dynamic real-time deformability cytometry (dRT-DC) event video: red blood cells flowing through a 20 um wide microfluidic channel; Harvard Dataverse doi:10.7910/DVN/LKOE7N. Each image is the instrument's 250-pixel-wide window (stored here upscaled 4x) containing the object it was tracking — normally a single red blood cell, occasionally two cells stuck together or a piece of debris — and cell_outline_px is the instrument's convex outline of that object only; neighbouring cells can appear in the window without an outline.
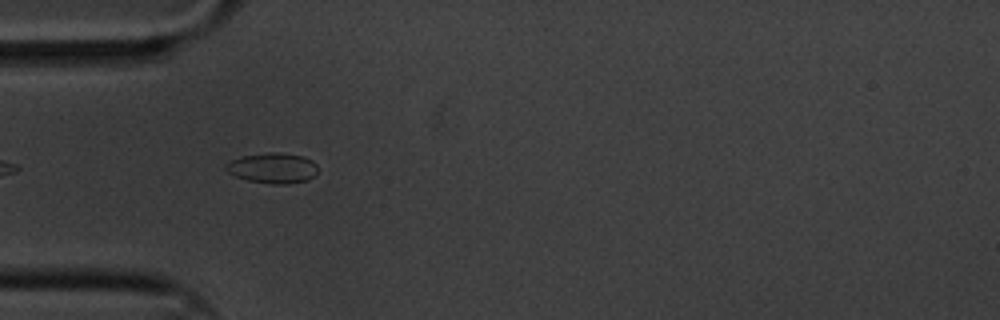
{"species": "common noctule bat (a hibernating species)", "species_latin": "Nyctalus noctula", "temperature_condition": "cold", "stored_images_in_passage": 7, "camera_frame_rate_fps": 3000, "um_per_image_px": 0.085, "animal": {"sex": "male", "body_mass_g": 20.1, "forearm_length_mm": 53.5}, "frame": {"image": 1, "passage_image": 5, "time_ms": 1.333, "image_size_px": [1000, 320], "cell_outline_px": [[316, 172], [308, 180], [288, 184], [272, 184], [248, 180], [236, 176], [228, 172], [224, 168], [224, 164], [228, 160], [240, 156], [268, 152], [280, 152], [304, 156], [312, 160], [316, 164]], "centroid_in_image_um": [23.14, 14.27], "position_along_channel_um": 61.9, "area_um2": 16.47}}
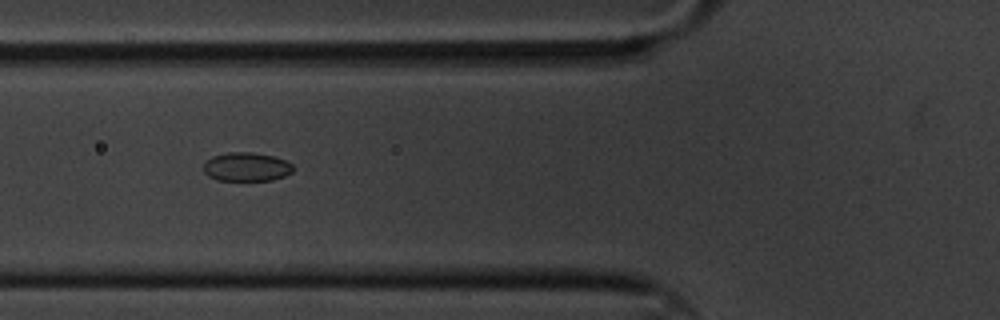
{"frame": {"image": 2, "passage_image": 6, "time_ms": 1.667, "image_size_px": [1000, 320], "cell_outline_px": [[292, 172], [284, 176], [272, 180], [216, 180], [208, 176], [204, 172], [204, 164], [212, 156], [228, 152], [252, 152], [272, 156], [284, 160], [292, 164]], "centroid_in_image_um": [20.93, 14.18], "position_along_channel_um": 104.9, "area_um2": 14.91}}
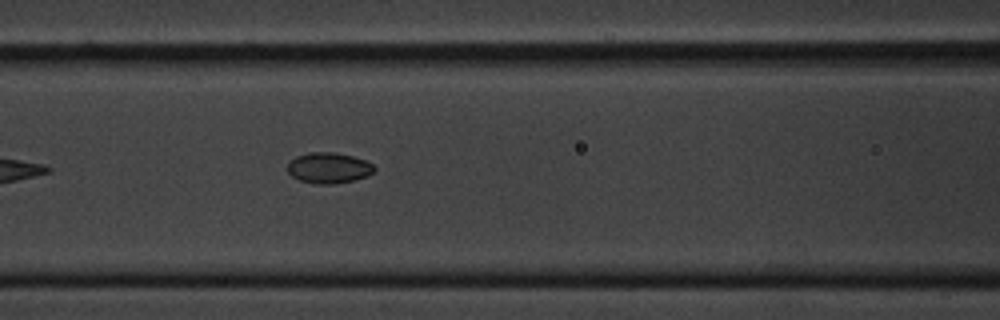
{"frame": {"image": 3, "passage_image": 7, "time_ms": 2.0, "image_size_px": [1000, 320], "cell_outline_px": [[376, 168], [368, 176], [356, 180], [332, 184], [316, 184], [300, 180], [292, 176], [288, 172], [288, 164], [296, 156], [308, 152], [332, 152], [352, 156], [364, 160], [372, 164]], "centroid_in_image_um": [27.95, 14.28], "position_along_channel_um": 138.7, "area_um2": 15.49}}